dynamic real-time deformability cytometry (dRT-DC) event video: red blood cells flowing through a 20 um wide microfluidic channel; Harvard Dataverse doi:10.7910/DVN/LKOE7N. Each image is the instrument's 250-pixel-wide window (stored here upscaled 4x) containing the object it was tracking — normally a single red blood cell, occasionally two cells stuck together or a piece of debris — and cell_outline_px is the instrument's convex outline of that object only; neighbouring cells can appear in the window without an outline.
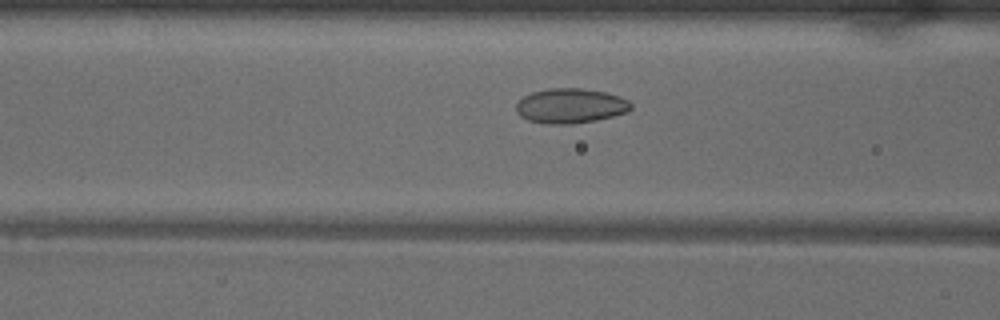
{"species": "common noctule bat (a hibernating species)", "species_latin": "Nyctalus noctula", "temperature_condition": "warm", "stored_images_in_passage": 36, "camera_frame_rate_fps": 3000, "um_per_image_px": 0.085, "animal": {"sex": "male", "body_mass_g": 18.8}, "frame": {"image": 1, "passage_image": 15, "time_ms": 4.667, "image_size_px": [1000, 320], "cell_outline_px": [[632, 108], [628, 112], [596, 120], [572, 124], [544, 124], [528, 120], [520, 116], [516, 112], [516, 104], [524, 96], [532, 92], [548, 88], [584, 88], [604, 92], [628, 100], [632, 104]], "centroid_in_image_um": [48.47, 9.0], "position_along_channel_um": 118.1, "area_um2": 23.35}}
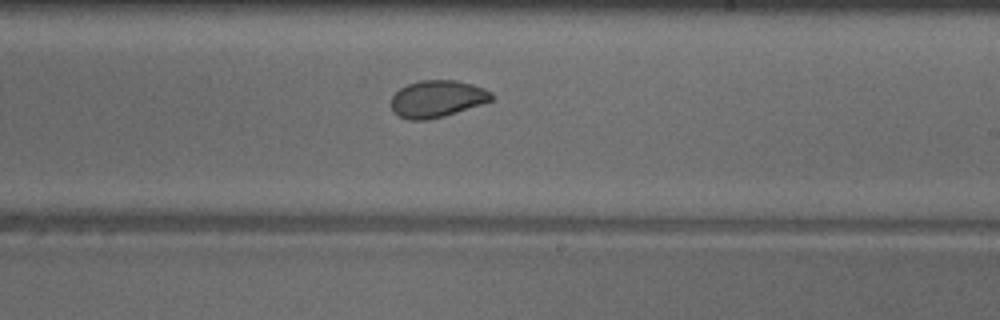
{"frame": {"image": 2, "passage_image": 25, "time_ms": 8.0, "image_size_px": [1000, 320], "cell_outline_px": [[496, 96], [492, 100], [444, 116], [428, 120], [408, 120], [400, 116], [392, 108], [392, 96], [400, 88], [408, 84], [420, 80], [456, 80], [472, 84], [484, 88], [492, 92]], "centroid_in_image_um": [37.18, 8.39], "position_along_channel_um": 251.8, "area_um2": 21.5}}
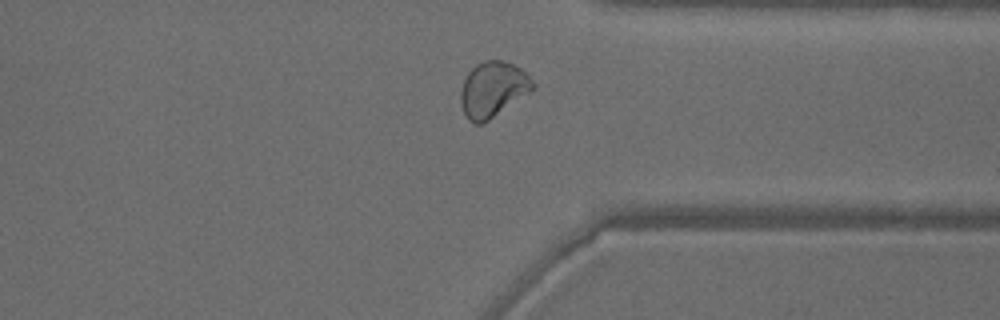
{"frame": {"image": 3, "passage_image": 34, "time_ms": 11.0, "image_size_px": [1000, 320], "cell_outline_px": [[536, 84], [528, 92], [488, 120], [480, 124], [472, 124], [464, 116], [460, 100], [460, 92], [464, 80], [468, 72], [476, 64], [484, 60], [504, 60], [520, 68]], "centroid_in_image_um": [41.84, 7.59], "position_along_channel_um": 369.6, "area_um2": 22.95}}